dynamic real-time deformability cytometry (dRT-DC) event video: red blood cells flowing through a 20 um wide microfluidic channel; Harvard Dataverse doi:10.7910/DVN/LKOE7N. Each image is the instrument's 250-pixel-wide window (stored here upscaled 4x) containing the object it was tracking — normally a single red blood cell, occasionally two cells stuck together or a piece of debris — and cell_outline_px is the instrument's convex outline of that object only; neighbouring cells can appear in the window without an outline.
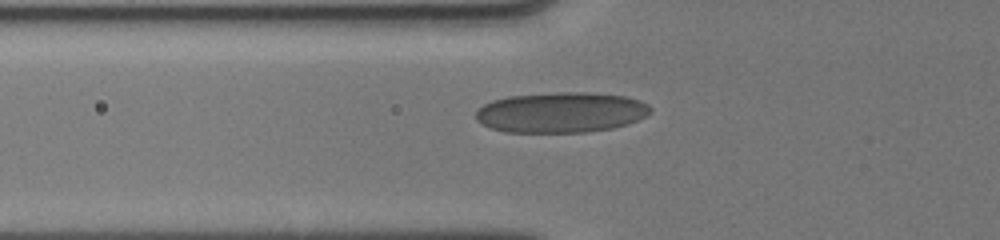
{"species": "human", "species_latin": "Homo sapiens", "temperature_condition": "cold", "stored_images_in_passage": 23, "camera_frame_rate_fps": 3000, "um_per_image_px": 0.085, "donor": {"sex": "male"}, "frame": {"image": 1, "passage_image": 4, "time_ms": 1.667, "image_size_px": [1000, 240], "cell_outline_px": [[652, 112], [628, 124], [612, 128], [584, 132], [504, 132], [488, 128], [480, 124], [476, 120], [476, 112], [484, 104], [492, 100], [508, 96], [556, 92], [588, 92], [624, 96], [640, 100], [648, 104], [652, 108]], "centroid_in_image_um": [47.67, 9.55], "position_along_channel_um": 78.1, "area_um2": 41.38}}
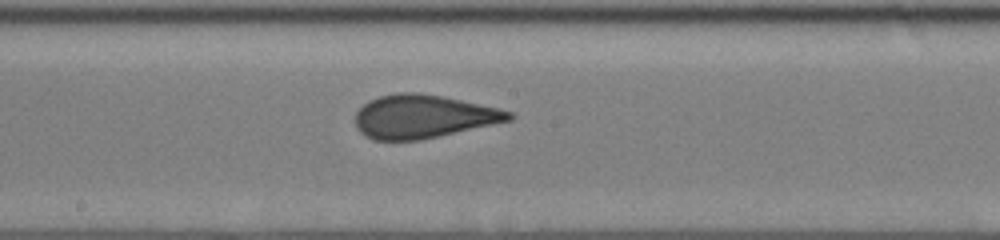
{"frame": {"image": 2, "passage_image": 10, "time_ms": 5.0, "image_size_px": [1000, 240], "cell_outline_px": [[516, 116], [512, 120], [420, 140], [372, 140], [364, 136], [356, 128], [356, 112], [368, 100], [380, 96], [396, 92], [420, 92], [444, 96], [500, 108], [512, 112]], "centroid_in_image_um": [35.97, 9.89], "position_along_channel_um": 212.2, "area_um2": 39.07}}
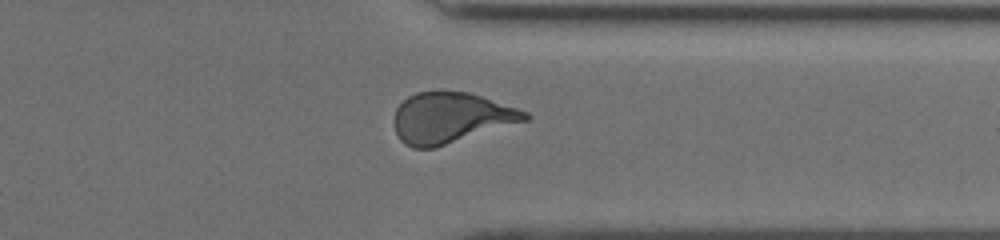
{"frame": {"image": 3, "passage_image": 17, "time_ms": 9.0, "image_size_px": [1000, 240], "cell_outline_px": [[532, 116], [528, 120], [436, 148], [412, 148], [404, 144], [400, 140], [392, 124], [392, 120], [396, 108], [408, 96], [416, 92], [440, 88], [468, 92], [528, 112]], "centroid_in_image_um": [38.27, 9.99], "position_along_channel_um": 373.1, "area_um2": 39.42}, "authors_computed_cell_mechanics": {"area_um2": 38.3792, "velocity_mm_per_s": 4.0234, "shape_relaxation_time_tau1_ms": 5.0408, "shape_relaxation_time_tau2_ms": null, "deformation_change_tau1": 0.1386, "deformation_change_tau2": null}}